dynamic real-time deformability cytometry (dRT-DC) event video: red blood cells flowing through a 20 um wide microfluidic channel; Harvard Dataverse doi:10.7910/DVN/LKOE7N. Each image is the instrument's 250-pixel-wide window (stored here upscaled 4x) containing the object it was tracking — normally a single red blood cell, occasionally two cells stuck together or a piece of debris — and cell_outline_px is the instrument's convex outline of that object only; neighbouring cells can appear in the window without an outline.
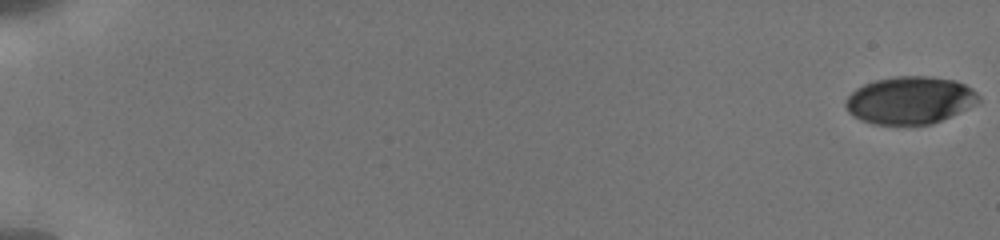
{"species": "human", "species_latin": "Homo sapiens", "temperature_condition": "cold", "stored_images_in_passage": 40, "camera_frame_rate_fps": 3000, "um_per_image_px": 0.085, "donor": {"sex": "male"}, "frame": {"image": 1, "passage_image": 1, "time_ms": 0.0, "image_size_px": [1000, 240], "cell_outline_px": [[980, 100], [976, 104], [968, 108], [932, 124], [872, 124], [860, 120], [852, 116], [848, 112], [844, 104], [844, 100], [856, 88], [864, 84], [876, 80], [896, 76], [932, 76], [956, 80], [972, 88], [980, 96]], "centroid_in_image_um": [77.33, 8.51], "position_along_channel_um": 7.7, "area_um2": 36.99}}
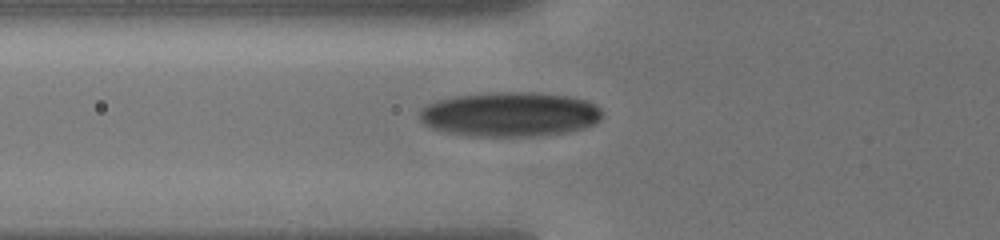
{"frame": {"image": 2, "passage_image": 32, "time_ms": 7.333, "image_size_px": [1000, 240], "cell_outline_px": [[600, 120], [596, 124], [584, 128], [568, 132], [532, 136], [468, 136], [448, 132], [432, 128], [424, 124], [420, 120], [420, 108], [436, 100], [456, 96], [496, 92], [536, 92], [572, 96], [588, 100], [596, 104], [600, 108]], "centroid_in_image_um": [43.37, 9.71], "position_along_channel_um": 82.4, "area_um2": 47.74}}
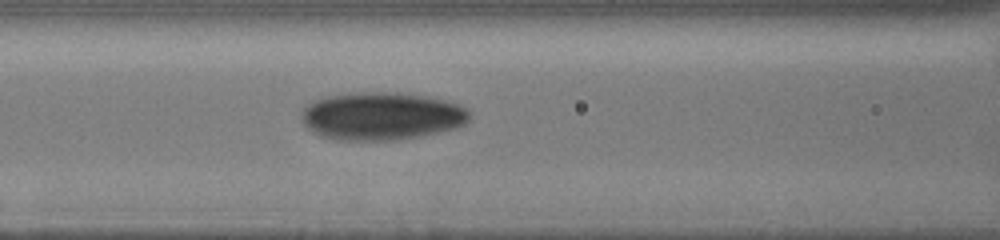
{"frame": {"image": 3, "passage_image": 40, "time_ms": 8.667, "image_size_px": [1000, 240], "cell_outline_px": [[472, 112], [468, 120], [464, 124], [456, 128], [420, 136], [396, 140], [336, 140], [320, 136], [312, 132], [304, 124], [300, 116], [300, 112], [312, 100], [320, 96], [360, 92], [400, 92], [432, 96], [468, 108]], "centroid_in_image_um": [32.41, 9.85], "position_along_channel_um": 134.2, "area_um2": 47.63}}